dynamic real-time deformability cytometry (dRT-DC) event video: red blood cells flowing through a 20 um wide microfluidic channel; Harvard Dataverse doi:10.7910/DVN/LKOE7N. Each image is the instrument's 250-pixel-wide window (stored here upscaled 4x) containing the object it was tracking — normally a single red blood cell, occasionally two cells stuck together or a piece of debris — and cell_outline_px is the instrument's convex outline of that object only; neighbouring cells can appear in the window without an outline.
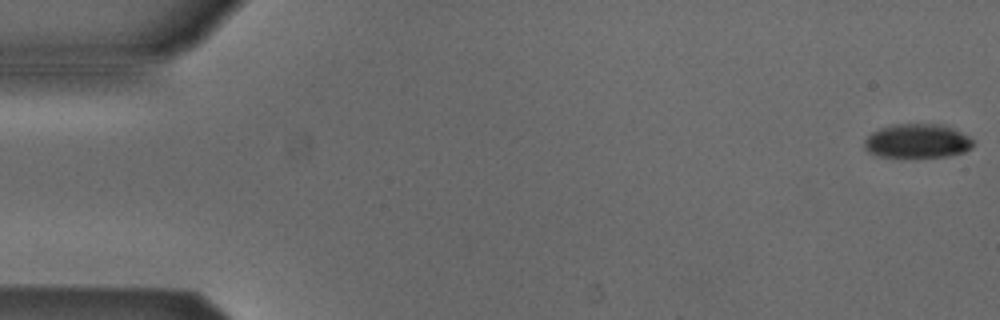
{"species": "Egyptian fruit bat (a non-hibernating species)", "species_latin": "Rousettus aegyptiacus", "temperature_condition": "cold", "stored_images_in_passage": 10, "camera_frame_rate_fps": 3000, "um_per_image_px": 0.085, "animal": {"sex": "male"}, "frame": {"image": 1, "passage_image": 1, "time_ms": 0.0, "image_size_px": [1000, 320], "cell_outline_px": [[972, 148], [964, 152], [948, 156], [916, 160], [880, 156], [868, 152], [864, 148], [864, 140], [872, 132], [880, 128], [892, 124], [940, 124], [952, 128], [968, 136], [972, 140]], "centroid_in_image_um": [77.94, 12.03], "position_along_channel_um": 7.1, "area_um2": 22.31}}